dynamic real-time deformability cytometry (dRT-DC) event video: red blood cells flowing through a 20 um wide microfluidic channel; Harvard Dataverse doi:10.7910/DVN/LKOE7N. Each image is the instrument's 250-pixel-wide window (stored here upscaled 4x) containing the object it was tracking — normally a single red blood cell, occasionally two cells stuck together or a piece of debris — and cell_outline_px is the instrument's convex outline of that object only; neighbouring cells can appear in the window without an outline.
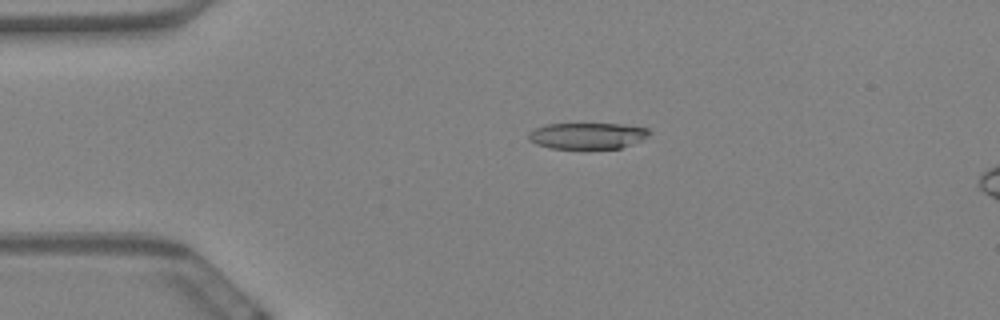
{"species": "Egyptian fruit bat (a non-hibernating species)", "species_latin": "Rousettus aegyptiacus", "temperature_condition": "warm", "stored_images_in_passage": 60, "camera_frame_rate_fps": 3000, "um_per_image_px": 0.085, "animal": {"sex": "female"}, "frame": {"image": 1, "passage_image": 13, "time_ms": 4.0, "image_size_px": [1000, 320], "cell_outline_px": [[652, 132], [640, 140], [632, 144], [620, 148], [552, 148], [536, 144], [528, 140], [528, 132], [536, 128], [548, 124], [624, 124], [648, 128]], "centroid_in_image_um": [49.92, 11.53], "position_along_channel_um": 35.1, "area_um2": 18.32}}
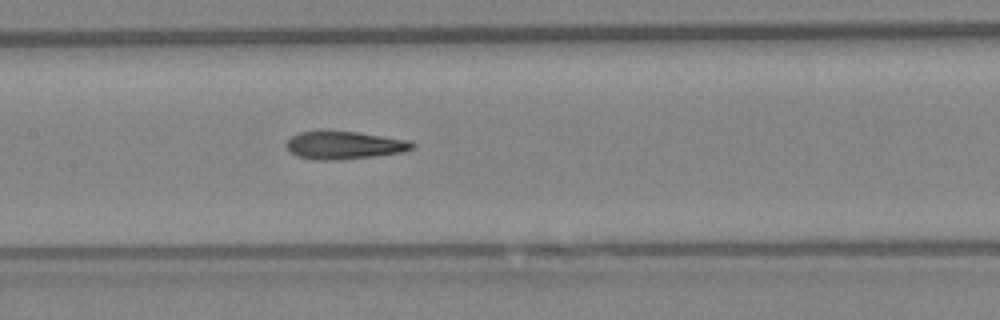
{"frame": {"image": 2, "passage_image": 29, "time_ms": 9.333, "image_size_px": [1000, 320], "cell_outline_px": [[416, 144], [412, 148], [400, 152], [372, 156], [332, 160], [320, 160], [296, 156], [288, 152], [284, 144], [292, 136], [300, 132], [356, 132], [412, 140]], "centroid_in_image_um": [29.24, 12.35], "position_along_channel_um": 178.2, "area_um2": 20.11}}
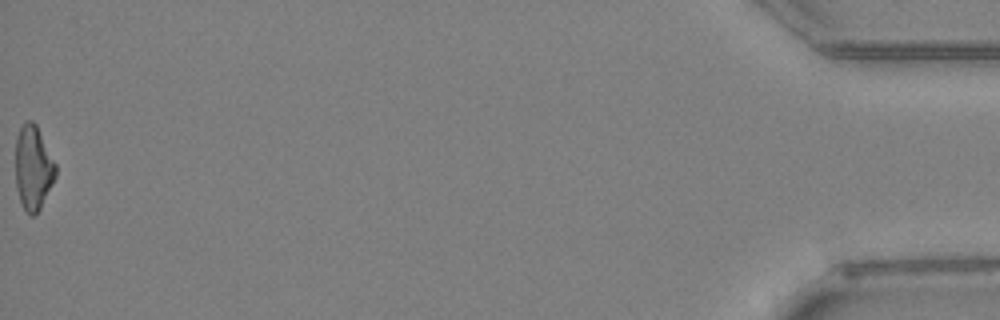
{"frame": {"image": 3, "passage_image": 60, "time_ms": 19.667, "image_size_px": [1000, 320], "cell_outline_px": [[56, 176], [40, 208], [32, 216], [24, 208], [20, 200], [16, 188], [16, 140], [20, 128], [28, 120], [32, 120], [36, 124], [56, 164]], "centroid_in_image_um": [2.82, 14.24], "position_along_channel_um": 432.4, "area_um2": 19.36}, "authors_computed_cell_mechanics": {"area_um2": 20.1433, "velocity_mm_per_s": 3.4462, "shape_relaxation_time_tau1_ms": null, "shape_relaxation_time_tau2_ms": 3.3769, "deformation_change_tau1": null, "deformation_change_tau2": 0.1466}}